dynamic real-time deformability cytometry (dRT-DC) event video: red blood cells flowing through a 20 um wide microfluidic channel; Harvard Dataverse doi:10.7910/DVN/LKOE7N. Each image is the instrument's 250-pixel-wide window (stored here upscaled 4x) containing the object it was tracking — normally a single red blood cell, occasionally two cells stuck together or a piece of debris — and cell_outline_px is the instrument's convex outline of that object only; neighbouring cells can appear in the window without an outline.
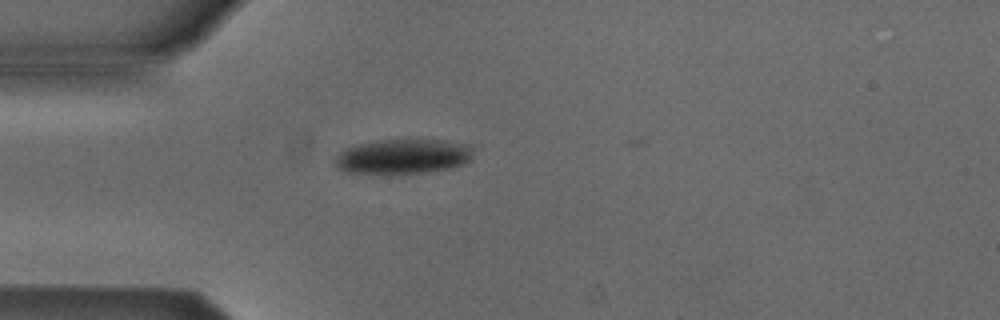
{"species": "Egyptian fruit bat (a non-hibernating species)", "species_latin": "Rousettus aegyptiacus", "temperature_condition": "cold", "stored_images_in_passage": 5, "camera_frame_rate_fps": 3000, "um_per_image_px": 0.085, "animal": {"sex": "male"}, "frame": {"image": 1, "passage_image": 5, "time_ms": 1.333, "image_size_px": [1000, 320], "cell_outline_px": [[472, 156], [464, 164], [448, 168], [424, 172], [344, 172], [336, 168], [332, 160], [340, 152], [348, 148], [360, 144], [376, 140], [444, 140], [472, 144]], "centroid_in_image_um": [34.26, 13.27], "position_along_channel_um": 50.7, "area_um2": 27.63}}